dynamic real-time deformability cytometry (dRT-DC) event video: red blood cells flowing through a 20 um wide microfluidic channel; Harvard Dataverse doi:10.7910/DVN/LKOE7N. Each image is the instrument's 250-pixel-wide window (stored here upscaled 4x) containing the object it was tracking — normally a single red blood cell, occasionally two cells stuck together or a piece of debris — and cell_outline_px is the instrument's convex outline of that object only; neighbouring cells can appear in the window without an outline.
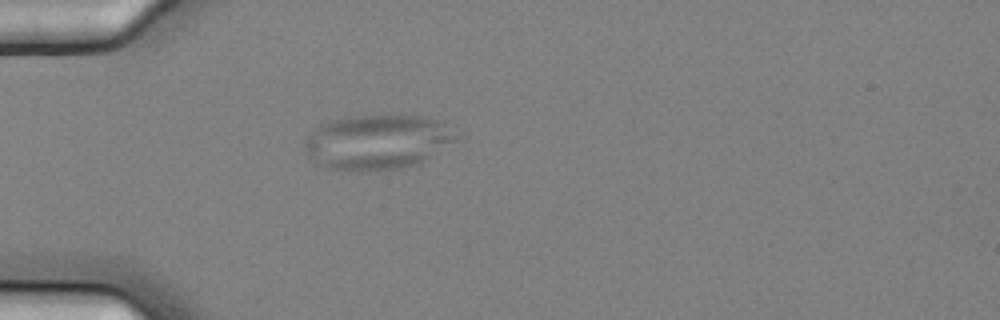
{"species": "common noctule bat (a hibernating species)", "species_latin": "Nyctalus noctula", "temperature_condition": "cold", "stored_images_in_passage": 2, "camera_frame_rate_fps": 3000, "um_per_image_px": 0.085, "animal": {"sex": "female", "body_mass_g": 25.1}, "frame": {"image": 1, "passage_image": 1, "time_ms": 0.0, "image_size_px": [1000, 320], "cell_outline_px": [[456, 136], [452, 140], [420, 164], [400, 168], [332, 168], [324, 164], [304, 144], [308, 136], [320, 124], [332, 120], [360, 116], [424, 116], [436, 120], [444, 124]], "centroid_in_image_um": [32.13, 12.02], "position_along_channel_um": 52.9, "area_um2": 45.55}}